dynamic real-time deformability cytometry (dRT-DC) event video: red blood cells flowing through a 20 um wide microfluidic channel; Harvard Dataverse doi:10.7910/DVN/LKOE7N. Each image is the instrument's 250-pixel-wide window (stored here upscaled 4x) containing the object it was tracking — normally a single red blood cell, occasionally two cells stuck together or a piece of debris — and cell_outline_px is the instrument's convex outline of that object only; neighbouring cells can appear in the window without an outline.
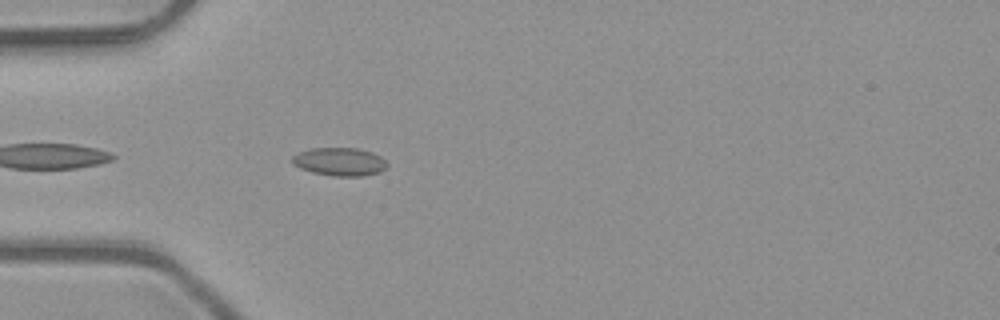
{"species": "common noctule bat (a hibernating species)", "species_latin": "Nyctalus noctula", "temperature_condition": "room temperature", "stored_images_in_passage": 4, "camera_frame_rate_fps": 3000, "um_per_image_px": 0.085, "animal": {"sex": "male", "body_mass_g": 23.1, "forearm_length_mm": 52.7}, "frame": {"image": 1, "passage_image": 4, "time_ms": 1.0, "image_size_px": [1000, 320], "cell_outline_px": [[388, 168], [380, 172], [360, 176], [332, 176], [312, 172], [300, 168], [292, 164], [292, 156], [296, 152], [308, 148], [356, 148], [372, 152], [380, 156], [388, 164]], "centroid_in_image_um": [28.85, 13.74], "position_along_channel_um": 56.2, "area_um2": 15.78}}